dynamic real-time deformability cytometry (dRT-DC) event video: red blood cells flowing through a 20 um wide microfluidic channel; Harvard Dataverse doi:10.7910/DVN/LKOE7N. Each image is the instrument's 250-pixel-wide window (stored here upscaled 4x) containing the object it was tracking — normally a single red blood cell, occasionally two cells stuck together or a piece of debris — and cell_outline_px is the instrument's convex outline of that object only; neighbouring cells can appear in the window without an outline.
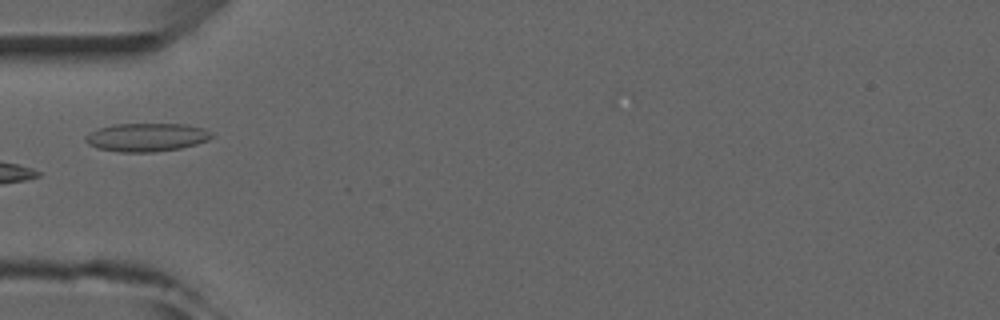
{"species": "common noctule bat (a hibernating species)", "species_latin": "Nyctalus noctula", "temperature_condition": "room temperature", "stored_images_in_passage": 8, "camera_frame_rate_fps": 3000, "um_per_image_px": 0.085, "animal": {"sex": "male", "forearm_length_mm": 52.5}, "frame": {"image": 1, "passage_image": 6, "time_ms": 5.667, "image_size_px": [1000, 320], "cell_outline_px": [[212, 136], [208, 140], [196, 144], [180, 148], [152, 152], [120, 152], [96, 148], [88, 144], [84, 140], [84, 136], [100, 128], [112, 124], [184, 124], [204, 128]], "centroid_in_image_um": [12.42, 11.67], "position_along_channel_um": 72.6, "area_um2": 20.69}}
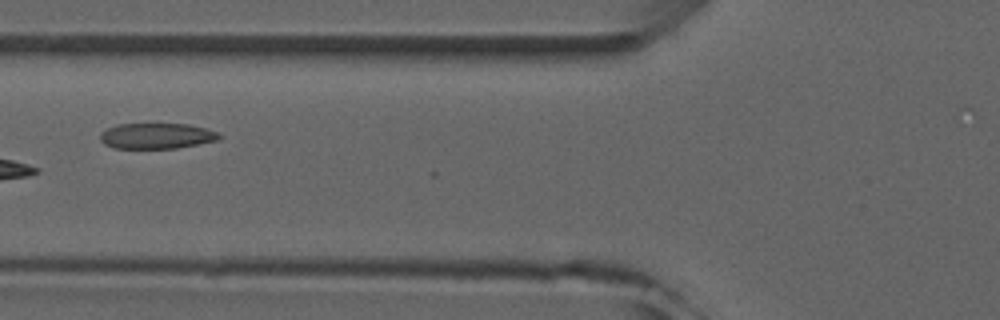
{"frame": {"image": 2, "passage_image": 7, "time_ms": 6.667, "image_size_px": [1000, 320], "cell_outline_px": [[220, 140], [176, 148], [112, 148], [104, 144], [100, 140], [100, 132], [116, 124], [188, 124], [204, 128], [216, 132], [220, 136]], "centroid_in_image_um": [13.27, 11.55], "position_along_channel_um": 112.5, "area_um2": 17.74}}
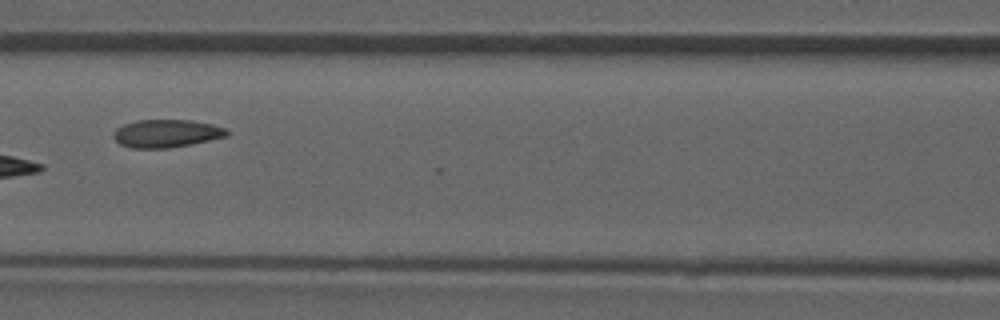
{"frame": {"image": 3, "passage_image": 8, "time_ms": 7.667, "image_size_px": [1000, 320], "cell_outline_px": [[228, 136], [192, 144], [168, 148], [132, 148], [120, 144], [112, 136], [112, 132], [116, 128], [124, 124], [136, 120], [192, 120], [212, 124], [224, 128], [228, 132]], "centroid_in_image_um": [14.12, 11.34], "position_along_channel_um": 152.5, "area_um2": 18.5}}